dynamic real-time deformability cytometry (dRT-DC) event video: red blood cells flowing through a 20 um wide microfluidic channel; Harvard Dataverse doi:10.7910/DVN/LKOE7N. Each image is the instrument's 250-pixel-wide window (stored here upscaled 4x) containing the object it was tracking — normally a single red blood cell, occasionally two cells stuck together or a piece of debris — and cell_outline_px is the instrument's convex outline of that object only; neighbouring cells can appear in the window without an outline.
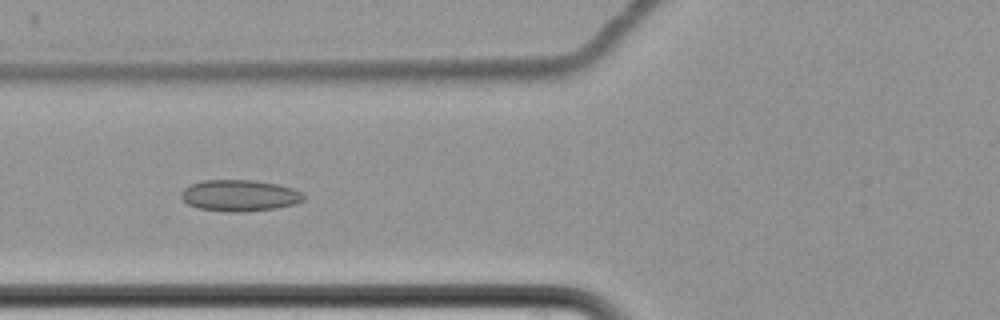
{"species": "common noctule bat (a hibernating species)", "species_latin": "Nyctalus noctula", "temperature_condition": "cold", "stored_images_in_passage": 8, "camera_frame_rate_fps": 3000, "um_per_image_px": 0.085, "animal": {"sex": "female", "body_mass_g": 22.7, "forearm_length_mm": 54.2}, "frame": {"image": 1, "passage_image": 8, "time_ms": 8.667, "image_size_px": [1000, 320], "cell_outline_px": [[304, 200], [296, 204], [276, 208], [240, 212], [228, 212], [196, 208], [188, 204], [180, 196], [180, 192], [188, 184], [204, 180], [252, 180], [276, 184], [292, 188], [304, 192]], "centroid_in_image_um": [20.35, 16.62], "position_along_channel_um": 105.5, "area_um2": 22.6}}